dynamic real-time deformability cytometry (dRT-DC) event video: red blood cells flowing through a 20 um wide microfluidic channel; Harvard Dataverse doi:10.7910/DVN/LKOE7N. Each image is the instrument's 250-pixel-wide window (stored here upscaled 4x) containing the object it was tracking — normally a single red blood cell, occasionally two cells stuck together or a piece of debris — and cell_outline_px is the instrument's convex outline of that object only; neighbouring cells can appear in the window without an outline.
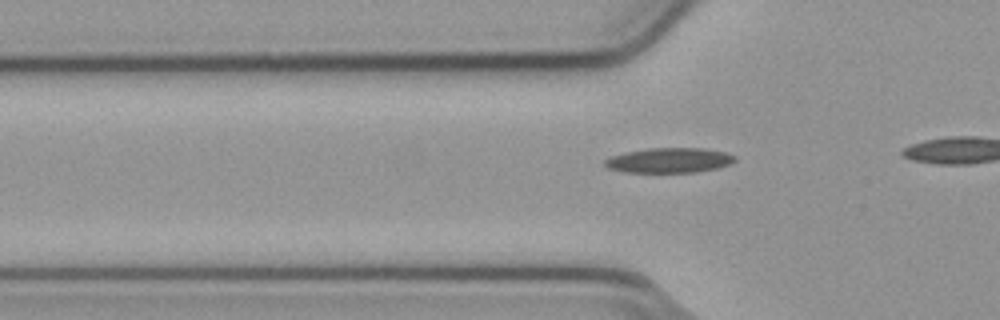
{"species": "common noctule bat (a hibernating species)", "species_latin": "Nyctalus noctula", "temperature_condition": "cold", "stored_images_in_passage": 16, "camera_frame_rate_fps": 3000, "um_per_image_px": 0.085, "animal": {"sex": "male", "body_mass_g": 23.1, "forearm_length_mm": 52.7}, "frame": {"image": 1, "passage_image": 10, "time_ms": 3.0, "image_size_px": [1000, 320], "cell_outline_px": [[736, 160], [732, 164], [716, 168], [696, 172], [624, 172], [608, 168], [604, 164], [604, 160], [608, 156], [624, 152], [648, 148], [704, 148], [724, 152], [736, 156]], "centroid_in_image_um": [56.86, 13.62], "position_along_channel_um": 68.9, "area_um2": 19.07}}
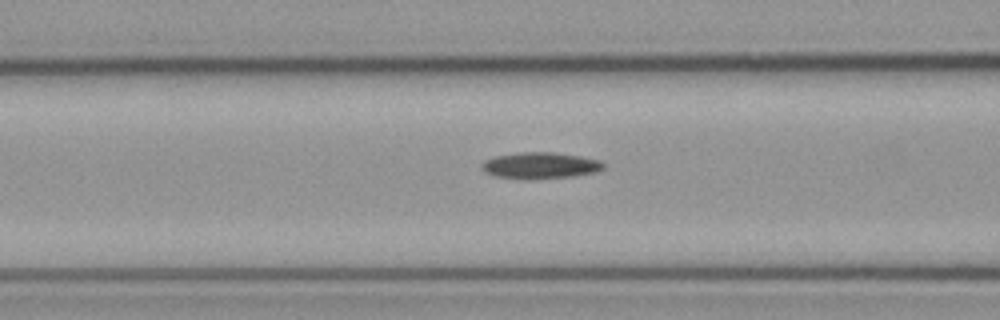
{"frame": {"image": 2, "passage_image": 14, "time_ms": 4.333, "image_size_px": [1000, 320], "cell_outline_px": [[604, 168], [596, 172], [572, 176], [528, 180], [524, 180], [496, 176], [484, 172], [480, 168], [480, 164], [484, 160], [496, 156], [516, 152], [552, 152], [580, 156], [600, 160], [604, 164]], "centroid_in_image_um": [45.87, 14.07], "position_along_channel_um": 120.7, "area_um2": 18.96}}